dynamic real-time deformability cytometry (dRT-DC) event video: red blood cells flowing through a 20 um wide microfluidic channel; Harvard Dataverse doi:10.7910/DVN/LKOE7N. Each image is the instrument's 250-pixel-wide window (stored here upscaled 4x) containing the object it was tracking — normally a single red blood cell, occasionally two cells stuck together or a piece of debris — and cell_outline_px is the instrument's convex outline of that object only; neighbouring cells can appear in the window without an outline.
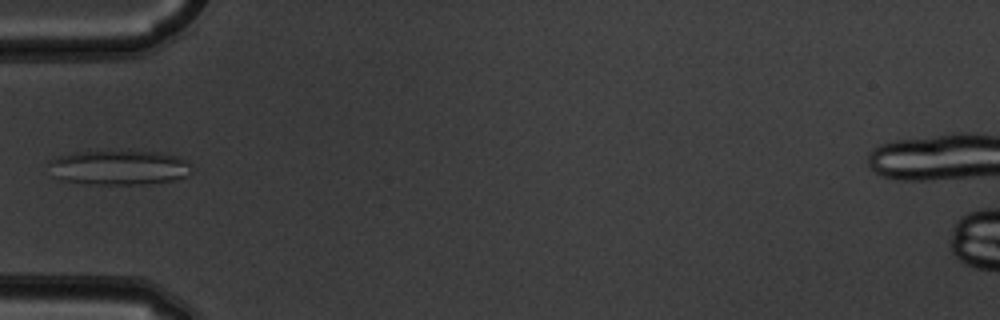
{"species": "common noctule bat (a hibernating species)", "species_latin": "Nyctalus noctula", "temperature_condition": "warm", "stored_images_in_passage": 6, "camera_frame_rate_fps": 3000, "um_per_image_px": 0.085, "animal": {"sex": "male", "body_mass_g": 19.5, "forearm_length_mm": 54.6}, "frame": {"image": 1, "passage_image": 6, "time_ms": 1.667, "image_size_px": [1000, 320], "cell_outline_px": [[192, 172], [188, 176], [172, 180], [148, 184], [88, 184], [60, 180], [52, 176], [48, 164], [48, 160], [56, 156], [76, 152], [160, 152], [176, 156], [184, 160], [188, 164]], "centroid_in_image_um": [10.05, 14.26], "position_along_channel_um": 74.9, "area_um2": 28.84}}